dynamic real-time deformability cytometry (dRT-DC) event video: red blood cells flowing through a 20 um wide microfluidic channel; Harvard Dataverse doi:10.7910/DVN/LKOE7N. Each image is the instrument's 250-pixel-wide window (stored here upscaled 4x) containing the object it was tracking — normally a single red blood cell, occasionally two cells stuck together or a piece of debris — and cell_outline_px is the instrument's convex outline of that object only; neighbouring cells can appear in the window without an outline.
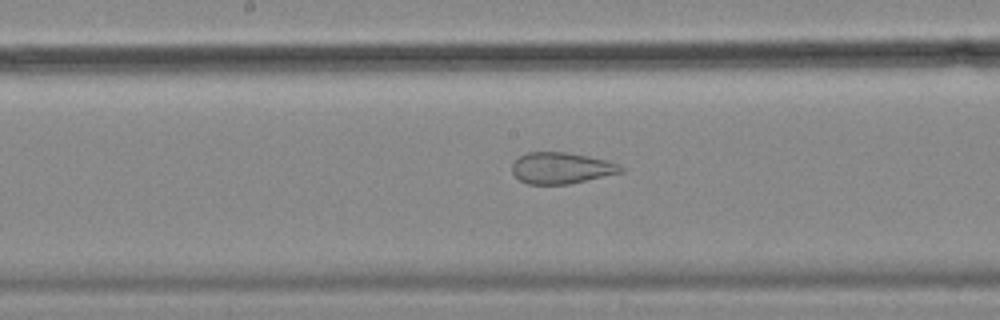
{"species": "common noctule bat (a hibernating species)", "species_latin": "Nyctalus noctula", "temperature_condition": "cold", "stored_images_in_passage": 34, "camera_frame_rate_fps": 3000, "um_per_image_px": 0.085, "animal": {"sex": "female", "body_mass_g": 18.4}, "frame": {"image": 1, "passage_image": 13, "time_ms": 4.0, "image_size_px": [1000, 320], "cell_outline_px": [[624, 172], [568, 184], [528, 184], [520, 180], [512, 172], [512, 164], [520, 156], [528, 152], [564, 152], [588, 156], [604, 160], [616, 164], [624, 168]], "centroid_in_image_um": [47.7, 14.29], "position_along_channel_um": 200.5, "area_um2": 19.59}}
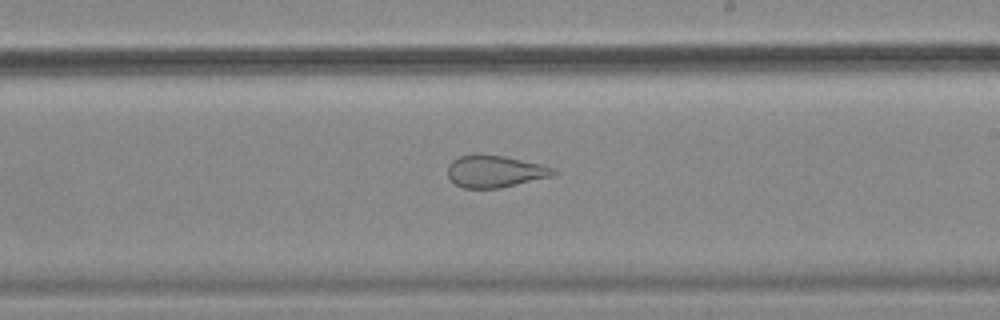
{"frame": {"image": 2, "passage_image": 17, "time_ms": 5.333, "image_size_px": [1000, 320], "cell_outline_px": [[560, 172], [556, 176], [500, 188], [464, 188], [456, 184], [448, 176], [448, 164], [452, 160], [460, 156], [472, 152], [476, 152], [504, 156], [540, 164], [552, 168]], "centroid_in_image_um": [42.08, 14.55], "position_along_channel_um": 246.9, "area_um2": 20.17}}
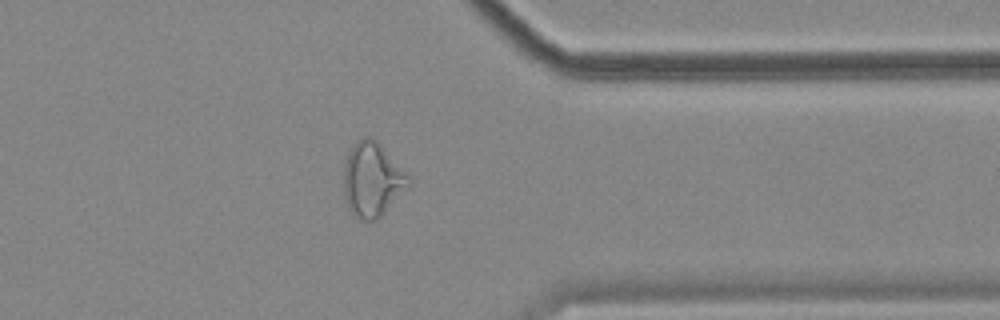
{"frame": {"image": 3, "passage_image": 29, "time_ms": 9.333, "image_size_px": [1000, 320], "cell_outline_px": [[412, 180], [384, 212], [376, 220], [360, 220], [352, 216], [348, 208], [344, 196], [344, 164], [348, 152], [364, 136], [372, 136], [408, 172]], "centroid_in_image_um": [31.63, 15.26], "position_along_channel_um": 379.8, "area_um2": 27.92}, "authors_computed_cell_mechanics": {"area_um2": 21.9351, "velocity_mm_per_s": 3.5116, "shape_relaxation_time_tau1_ms": null, "shape_relaxation_time_tau2_ms": 1.4707, "deformation_change_tau1": null, "deformation_change_tau2": 0.0954}}